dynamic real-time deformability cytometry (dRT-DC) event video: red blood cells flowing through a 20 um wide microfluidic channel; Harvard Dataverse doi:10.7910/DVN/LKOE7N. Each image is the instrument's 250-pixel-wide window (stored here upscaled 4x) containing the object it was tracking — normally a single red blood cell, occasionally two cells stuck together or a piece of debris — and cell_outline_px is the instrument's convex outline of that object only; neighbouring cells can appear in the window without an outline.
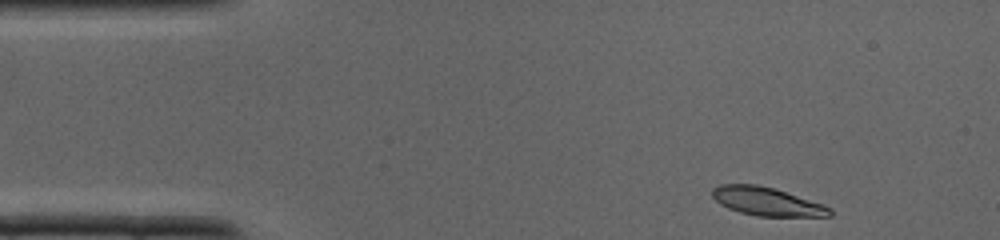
{"species": "common noctule bat (a hibernating species)", "species_latin": "Nyctalus noctula", "temperature_condition": "cold", "stored_images_in_passage": 33, "camera_frame_rate_fps": 3000, "um_per_image_px": 0.085, "animal": {"sex": "male", "body_mass_g": 19.0, "forearm_length_mm": 50.8}, "frame": {"image": 1, "passage_image": 1, "time_ms": 0.0, "image_size_px": [1000, 240], "cell_outline_px": [[832, 216], [756, 216], [740, 212], [728, 208], [720, 204], [712, 196], [712, 188], [720, 184], [756, 184], [776, 188], [824, 204], [832, 208]], "centroid_in_image_um": [65.2, 17.11], "position_along_channel_um": 19.8, "area_um2": 19.65}}
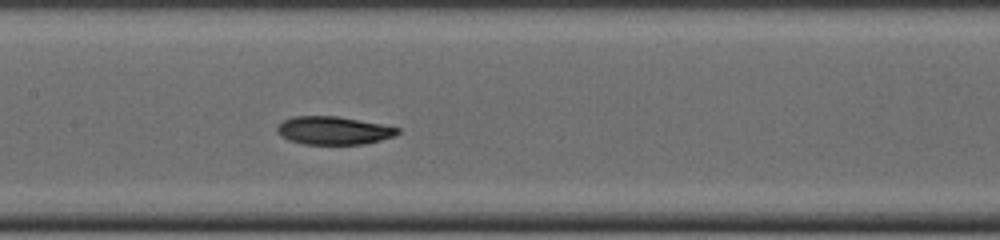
{"frame": {"image": 2, "passage_image": 14, "time_ms": 4.333, "image_size_px": [1000, 240], "cell_outline_px": [[400, 132], [396, 136], [364, 144], [304, 144], [288, 140], [280, 136], [276, 132], [276, 128], [284, 120], [292, 116], [336, 116], [380, 124], [400, 128]], "centroid_in_image_um": [28.33, 11.1], "position_along_channel_um": 179.1, "area_um2": 19.71}}
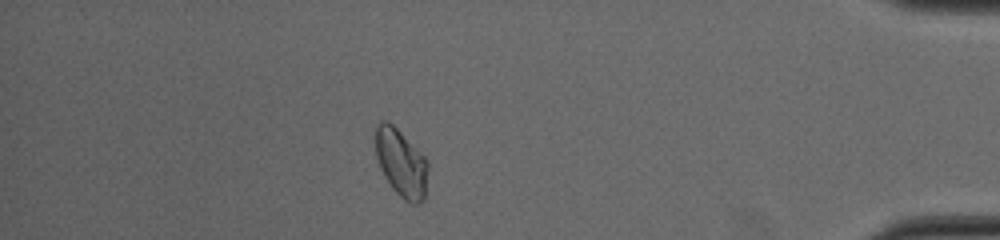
{"frame": {"image": 3, "passage_image": 29, "time_ms": 9.333, "image_size_px": [1000, 240], "cell_outline_px": [[428, 168], [424, 200], [416, 204], [408, 204], [392, 188], [384, 176], [380, 168], [376, 156], [376, 124], [380, 120], [388, 120], [428, 160]], "centroid_in_image_um": [34.1, 13.87], "position_along_channel_um": 401.1, "area_um2": 20.69}}